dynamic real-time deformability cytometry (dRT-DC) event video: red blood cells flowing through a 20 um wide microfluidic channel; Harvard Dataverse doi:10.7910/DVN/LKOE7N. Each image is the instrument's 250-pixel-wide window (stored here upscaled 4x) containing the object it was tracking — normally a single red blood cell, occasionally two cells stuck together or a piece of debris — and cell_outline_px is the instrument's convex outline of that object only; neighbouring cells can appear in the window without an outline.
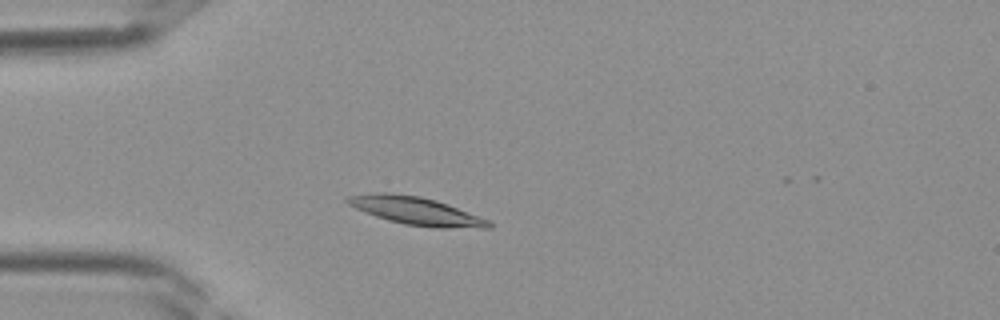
{"species": "Egyptian fruit bat (a non-hibernating species)", "species_latin": "Rousettus aegyptiacus", "temperature_condition": "room temperature", "stored_images_in_passage": 35, "camera_frame_rate_fps": 3000, "um_per_image_px": 0.085, "frame": {"image": 1, "passage_image": 7, "time_ms": 2.0, "image_size_px": [1000, 320], "cell_outline_px": [[492, 228], [436, 228], [404, 224], [388, 220], [376, 216], [356, 208], [348, 204], [344, 200], [348, 196], [368, 192], [388, 192], [420, 196], [436, 200], [448, 204], [488, 220], [492, 224]], "centroid_in_image_um": [35.34, 17.92], "position_along_channel_um": 49.7, "area_um2": 23.0}}
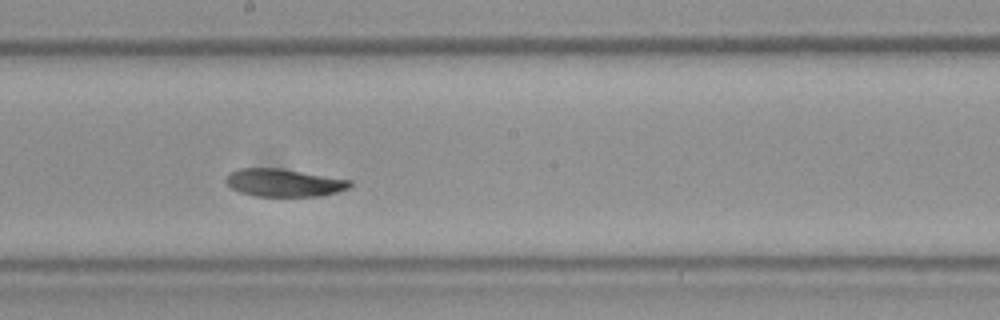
{"frame": {"image": 2, "passage_image": 18, "time_ms": 5.667, "image_size_px": [1000, 320], "cell_outline_px": [[352, 184], [348, 188], [336, 192], [320, 196], [256, 196], [240, 192], [232, 188], [224, 180], [232, 172], [240, 168], [280, 168], [352, 180]], "centroid_in_image_um": [24.15, 15.53], "position_along_channel_um": 224.0, "area_um2": 19.88}}
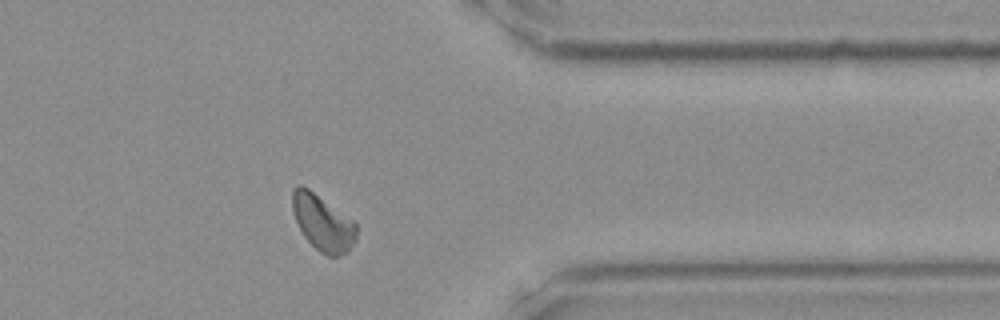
{"frame": {"image": 3, "passage_image": 28, "time_ms": 9.0, "image_size_px": [1000, 320], "cell_outline_px": [[356, 240], [348, 252], [340, 256], [328, 256], [320, 252], [304, 236], [292, 212], [292, 188], [296, 184], [300, 184], [308, 188], [352, 220], [356, 224]], "centroid_in_image_um": [27.42, 18.93], "position_along_channel_um": 384.0, "area_um2": 20.69}}